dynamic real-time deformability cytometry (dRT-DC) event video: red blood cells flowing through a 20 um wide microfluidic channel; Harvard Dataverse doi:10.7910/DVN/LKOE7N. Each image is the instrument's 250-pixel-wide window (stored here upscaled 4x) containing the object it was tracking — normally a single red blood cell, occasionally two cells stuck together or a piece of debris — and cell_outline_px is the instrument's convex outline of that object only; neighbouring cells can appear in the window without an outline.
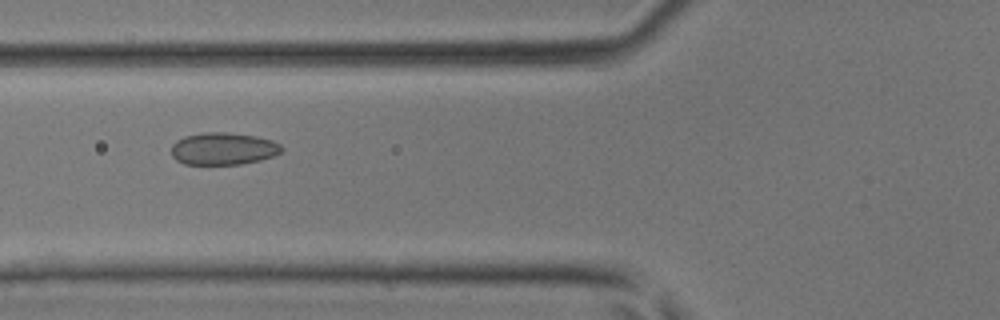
{"species": "common noctule bat (a hibernating species)", "species_latin": "Nyctalus noctula", "temperature_condition": "room temperature", "stored_images_in_passage": 45, "camera_frame_rate_fps": 3000, "um_per_image_px": 0.085, "animal": {"sex": "male", "body_mass_g": 17.9, "forearm_length_mm": 54.2}, "frame": {"image": 1, "passage_image": 18, "time_ms": 5.667, "image_size_px": [1000, 320], "cell_outline_px": [[284, 148], [280, 152], [272, 156], [260, 160], [240, 164], [184, 164], [176, 160], [172, 156], [172, 144], [176, 140], [184, 136], [204, 132], [228, 132], [256, 136], [272, 140], [280, 144]], "centroid_in_image_um": [18.96, 12.63], "position_along_channel_um": 106.8, "area_um2": 20.81}}
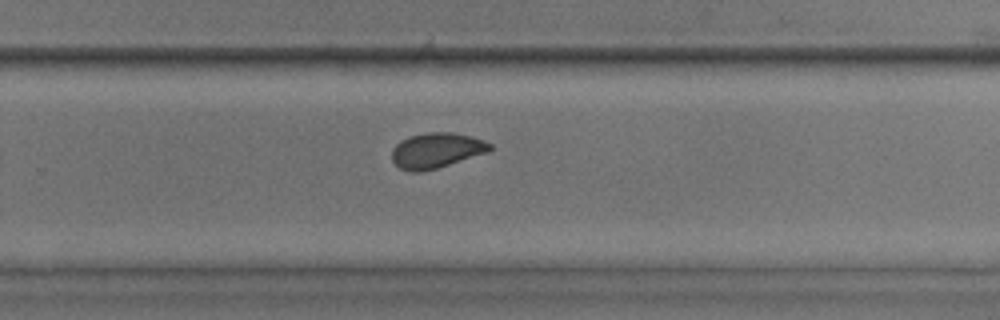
{"frame": {"image": 2, "passage_image": 30, "time_ms": 9.667, "image_size_px": [1000, 320], "cell_outline_px": [[492, 148], [488, 152], [436, 168], [420, 172], [412, 172], [400, 168], [392, 160], [392, 148], [400, 140], [408, 136], [428, 132], [452, 132], [472, 136], [484, 140], [492, 144]], "centroid_in_image_um": [37.09, 12.77], "position_along_channel_um": 292.7, "area_um2": 20.17}}
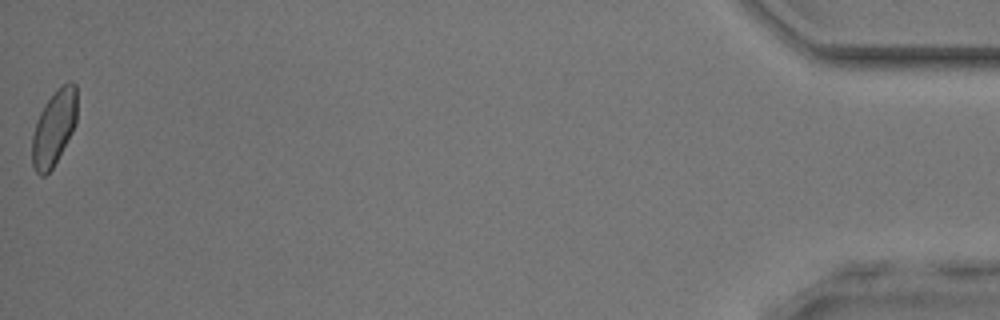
{"frame": {"image": 3, "passage_image": 45, "time_ms": 14.667, "image_size_px": [1000, 320], "cell_outline_px": [[76, 124], [72, 132], [52, 168], [44, 176], [40, 176], [36, 172], [32, 164], [32, 136], [36, 120], [44, 104], [68, 80], [72, 80], [76, 84]], "centroid_in_image_um": [4.58, 10.87], "position_along_channel_um": 430.6, "area_um2": 19.48}}